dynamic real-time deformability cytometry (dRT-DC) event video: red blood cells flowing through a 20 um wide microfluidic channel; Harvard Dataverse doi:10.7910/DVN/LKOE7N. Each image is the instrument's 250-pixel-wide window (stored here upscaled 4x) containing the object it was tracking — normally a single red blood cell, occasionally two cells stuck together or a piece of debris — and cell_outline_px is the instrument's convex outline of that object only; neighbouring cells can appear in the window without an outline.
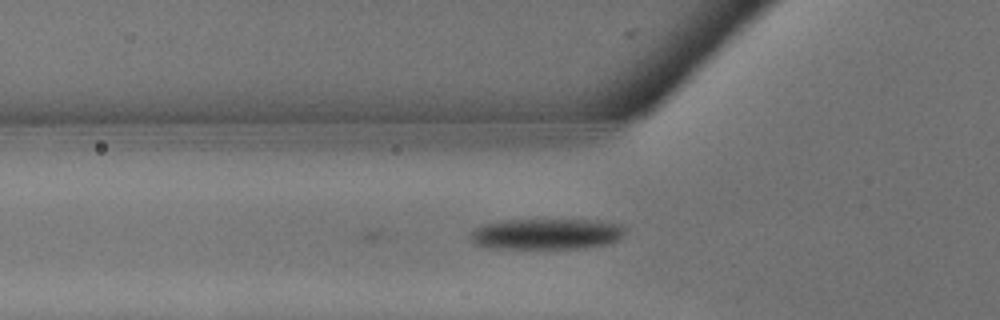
{"species": "common noctule bat (a hibernating species)", "species_latin": "Nyctalus noctula", "temperature_condition": "warm", "stored_images_in_passage": 7, "camera_frame_rate_fps": 3000, "um_per_image_px": 0.085, "animal": {"sex": "male", "body_mass_g": 13.3}, "frame": {"image": 1, "passage_image": 3, "time_ms": 0.667, "image_size_px": [1000, 320], "cell_outline_px": [[628, 228], [624, 236], [620, 240], [608, 244], [584, 248], [500, 248], [476, 244], [472, 240], [472, 232], [480, 224], [504, 220], [596, 220], [620, 224]], "centroid_in_image_um": [46.56, 19.88], "position_along_channel_um": 79.2, "area_um2": 27.92}}
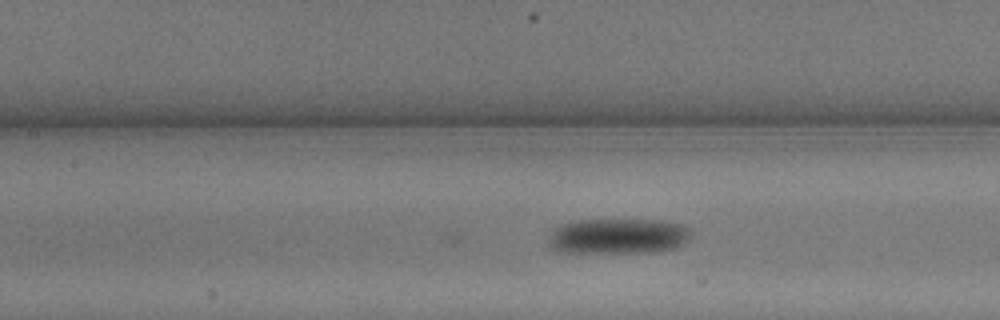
{"frame": {"image": 2, "passage_image": 6, "time_ms": 1.667, "image_size_px": [1000, 320], "cell_outline_px": [[692, 236], [684, 244], [672, 248], [652, 252], [560, 252], [552, 248], [548, 240], [552, 232], [560, 224], [572, 220], [660, 220], [684, 224], [692, 228]], "centroid_in_image_um": [52.59, 20.06], "position_along_channel_um": 154.8, "area_um2": 29.65}}